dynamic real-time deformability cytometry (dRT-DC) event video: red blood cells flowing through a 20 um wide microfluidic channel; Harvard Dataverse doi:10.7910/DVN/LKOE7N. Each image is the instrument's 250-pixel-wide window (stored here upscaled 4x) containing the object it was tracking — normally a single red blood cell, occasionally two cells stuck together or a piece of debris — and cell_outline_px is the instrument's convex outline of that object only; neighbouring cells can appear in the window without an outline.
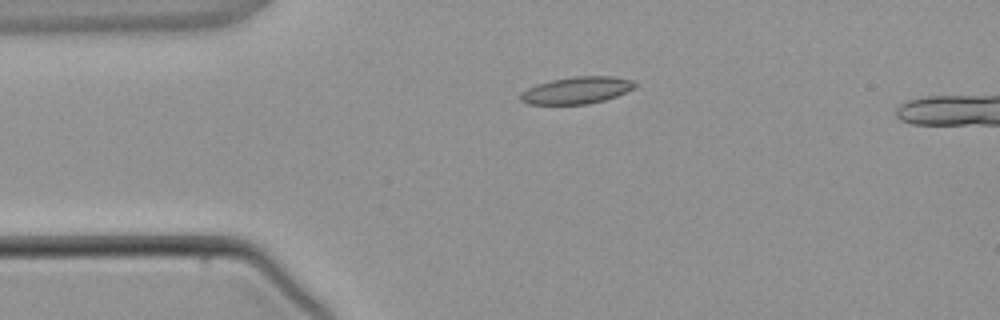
{"species": "common noctule bat (a hibernating species)", "species_latin": "Nyctalus noctula", "temperature_condition": "warm", "stored_images_in_passage": 4, "camera_frame_rate_fps": 3000, "um_per_image_px": 0.085, "animal": {"sex": "male", "body_mass_g": 21.5, "forearm_length_mm": 52.0}, "frame": {"image": 1, "passage_image": 3, "time_ms": 2.333, "image_size_px": [1000, 320], "cell_outline_px": [[636, 84], [632, 88], [616, 96], [604, 100], [588, 104], [528, 104], [520, 100], [520, 92], [536, 84], [552, 80], [576, 76], [612, 76], [632, 80]], "centroid_in_image_um": [48.98, 7.67], "position_along_channel_um": 36.0, "area_um2": 17.8}}